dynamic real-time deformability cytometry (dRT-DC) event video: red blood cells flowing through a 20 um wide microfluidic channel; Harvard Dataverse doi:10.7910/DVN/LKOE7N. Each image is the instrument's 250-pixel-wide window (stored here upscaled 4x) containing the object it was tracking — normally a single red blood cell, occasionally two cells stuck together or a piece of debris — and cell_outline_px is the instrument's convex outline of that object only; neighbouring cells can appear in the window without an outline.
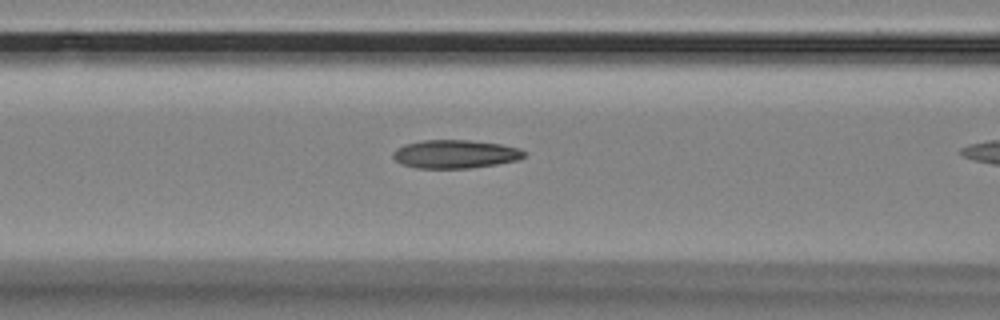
{"species": "Egyptian fruit bat (a non-hibernating species)", "species_latin": "Rousettus aegyptiacus", "temperature_condition": "room temperature", "stored_images_in_passage": 34, "camera_frame_rate_fps": 3000, "um_per_image_px": 0.085, "animal": {"sex": "female"}, "frame": {"image": 1, "passage_image": 12, "time_ms": 3.667, "image_size_px": [1000, 320], "cell_outline_px": [[524, 156], [520, 160], [472, 168], [416, 168], [400, 164], [392, 156], [392, 152], [396, 148], [404, 144], [424, 140], [468, 140], [500, 144], [520, 148], [524, 152]], "centroid_in_image_um": [38.67, 13.1], "position_along_channel_um": 127.9, "area_um2": 21.79}}
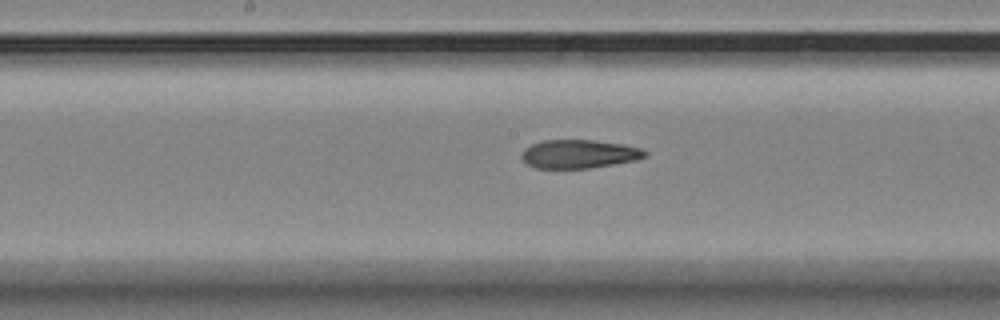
{"frame": {"image": 2, "passage_image": 18, "time_ms": 5.667, "image_size_px": [1000, 320], "cell_outline_px": [[648, 152], [644, 156], [636, 160], [588, 168], [536, 168], [528, 164], [520, 156], [524, 148], [532, 144], [544, 140], [592, 140], [620, 144], [640, 148]], "centroid_in_image_um": [49.18, 13.08], "position_along_channel_um": 199.0, "area_um2": 20.23}}
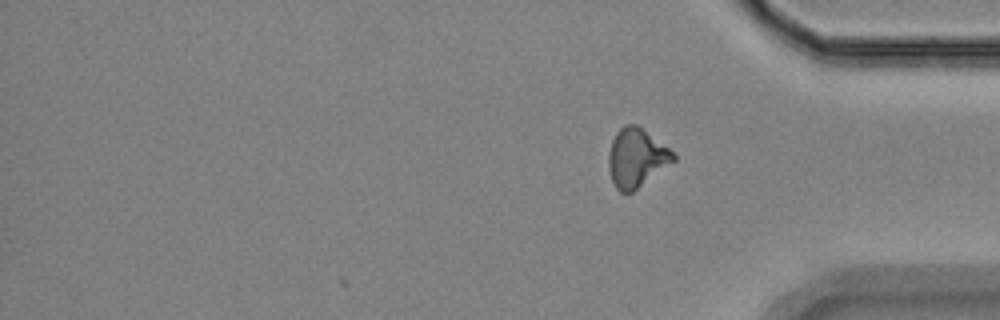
{"frame": {"image": 3, "passage_image": 34, "time_ms": 11.0, "image_size_px": [1000, 320], "cell_outline_px": [[676, 160], [632, 192], [620, 192], [616, 188], [612, 180], [608, 168], [608, 152], [612, 140], [616, 132], [624, 124], [636, 124], [668, 148], [676, 156]], "centroid_in_image_um": [54.07, 13.41], "position_along_channel_um": 381.1, "area_um2": 21.91}, "authors_computed_cell_mechanics": {"area_um2": 21.3571, "velocity_mm_per_s": 3.5534, "shape_relaxation_time_tau1_ms": 10.6205, "shape_relaxation_time_tau2_ms": 3.0475, "deformation_change_tau1": 0.2568, "deformation_change_tau2": 0.1154}}